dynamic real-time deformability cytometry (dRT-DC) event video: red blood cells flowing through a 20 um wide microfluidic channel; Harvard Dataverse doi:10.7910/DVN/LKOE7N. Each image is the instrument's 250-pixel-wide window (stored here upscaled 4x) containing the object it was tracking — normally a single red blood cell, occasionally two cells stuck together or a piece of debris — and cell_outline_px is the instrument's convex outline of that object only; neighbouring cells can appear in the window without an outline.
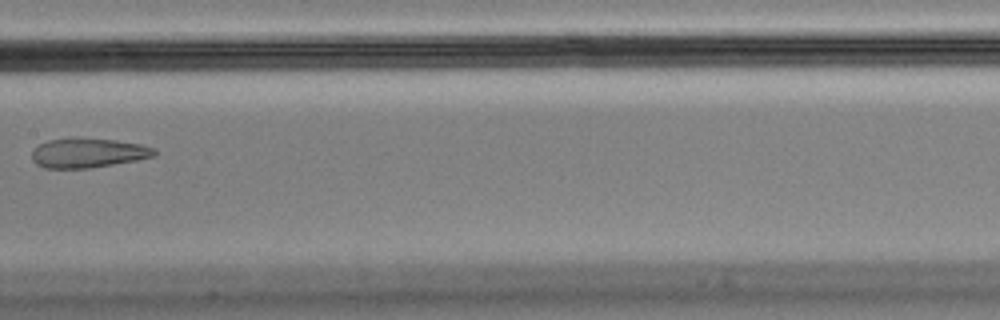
{"species": "Egyptian fruit bat (a non-hibernating species)", "species_latin": "Rousettus aegyptiacus", "temperature_condition": "cold", "stored_images_in_passage": 5, "camera_frame_rate_fps": 3000, "um_per_image_px": 0.085, "animal": {"sex": "male"}, "frame": {"image": 1, "passage_image": 4, "time_ms": 1.0, "image_size_px": [1000, 320], "cell_outline_px": [[156, 156], [136, 160], [88, 168], [44, 168], [36, 164], [32, 160], [32, 152], [40, 144], [48, 140], [72, 136], [76, 136], [116, 140], [140, 144], [156, 148]], "centroid_in_image_um": [7.48, 12.97], "position_along_channel_um": 199.9, "area_um2": 21.39}}
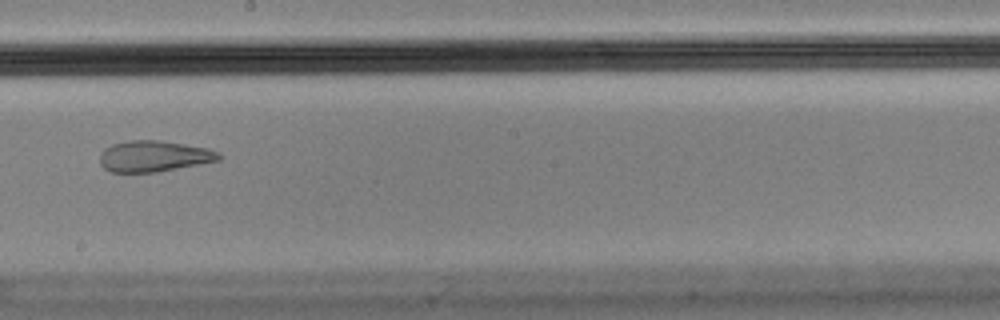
{"frame": {"image": 2, "passage_image": 5, "time_ms": 1.333, "image_size_px": [1000, 320], "cell_outline_px": [[220, 160], [200, 164], [156, 172], [112, 172], [104, 168], [100, 164], [100, 152], [104, 148], [112, 144], [128, 140], [160, 140], [208, 148], [220, 152]], "centroid_in_image_um": [13.07, 13.27], "position_along_channel_um": 235.1, "area_um2": 21.62}}